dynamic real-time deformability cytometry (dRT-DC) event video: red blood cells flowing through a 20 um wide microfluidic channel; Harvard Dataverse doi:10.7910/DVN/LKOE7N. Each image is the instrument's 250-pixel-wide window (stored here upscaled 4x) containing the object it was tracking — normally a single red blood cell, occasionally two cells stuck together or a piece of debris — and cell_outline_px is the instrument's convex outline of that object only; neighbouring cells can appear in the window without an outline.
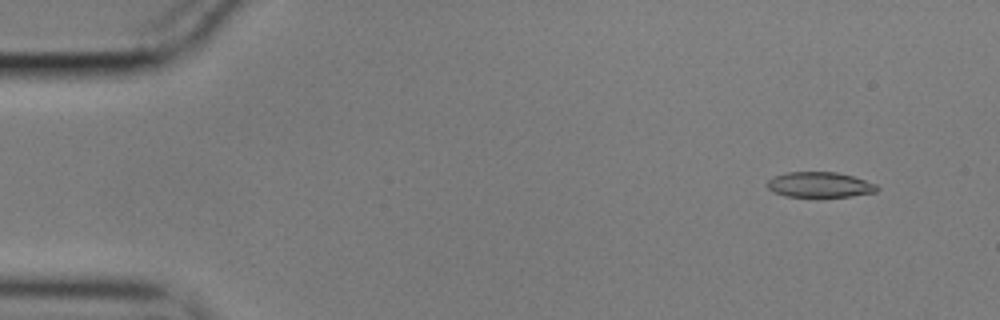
{"species": "common noctule bat (a hibernating species)", "species_latin": "Nyctalus noctula", "temperature_condition": "cold", "stored_images_in_passage": 55, "camera_frame_rate_fps": 3000, "um_per_image_px": 0.085, "animal": {"sex": "male", "body_mass_g": 17.9}, "frame": {"image": 1, "passage_image": 5, "time_ms": 1.333, "image_size_px": [1000, 320], "cell_outline_px": [[880, 188], [876, 192], [852, 196], [816, 200], [784, 196], [772, 192], [764, 184], [768, 180], [784, 172], [836, 172], [852, 176], [876, 184]], "centroid_in_image_um": [69.63, 15.76], "position_along_channel_um": 15.4, "area_um2": 17.17}}
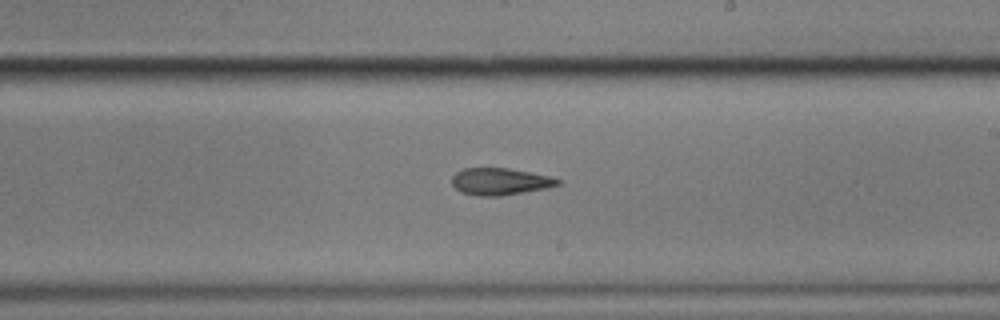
{"frame": {"image": 2, "passage_image": 33, "time_ms": 10.667, "image_size_px": [1000, 320], "cell_outline_px": [[560, 184], [544, 188], [500, 196], [476, 196], [460, 192], [452, 184], [452, 176], [456, 172], [464, 168], [508, 168], [552, 176], [560, 180]], "centroid_in_image_um": [42.47, 15.42], "position_along_channel_um": 246.5, "area_um2": 16.59}}
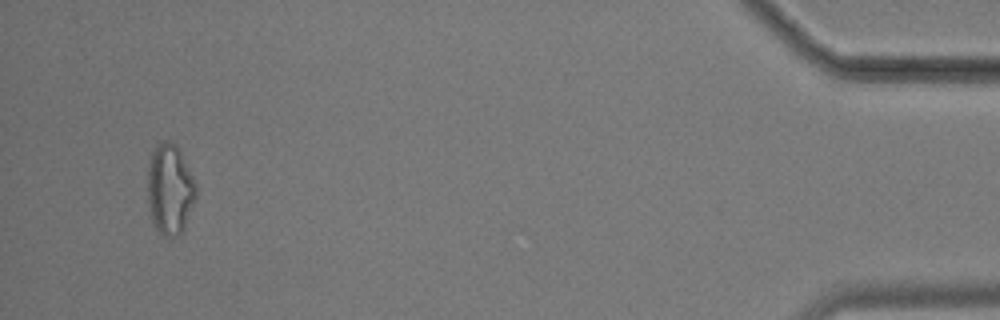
{"frame": {"image": 3, "passage_image": 54, "time_ms": 17.667, "image_size_px": [1000, 320], "cell_outline_px": [[196, 196], [184, 228], [176, 236], [164, 236], [156, 228], [152, 220], [148, 204], [148, 168], [152, 152], [156, 144], [164, 140], [168, 140], [176, 144], [196, 184]], "centroid_in_image_um": [14.43, 16.07], "position_along_channel_um": 420.8, "area_um2": 25.2}}